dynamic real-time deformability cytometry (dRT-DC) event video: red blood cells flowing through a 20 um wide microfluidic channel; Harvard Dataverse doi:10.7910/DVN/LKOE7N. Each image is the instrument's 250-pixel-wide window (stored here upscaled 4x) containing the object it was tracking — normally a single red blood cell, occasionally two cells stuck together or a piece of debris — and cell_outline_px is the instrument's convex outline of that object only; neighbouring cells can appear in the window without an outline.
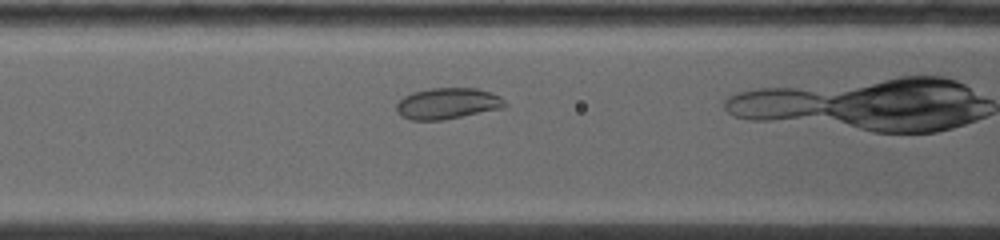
{"species": "common noctule bat (a hibernating species)", "species_latin": "Nyctalus noctula", "temperature_condition": "warm", "stored_images_in_passage": 21, "camera_frame_rate_fps": 5000, "um_per_image_px": 0.085, "animal": {"sex": "female", "body_mass_g": 19.0, "forearm_length_mm": 53.3}, "frame": {"image": 1, "passage_image": 10, "time_ms": 2.4, "image_size_px": [1000, 240], "cell_outline_px": [[508, 104], [504, 108], [444, 120], [408, 120], [400, 116], [396, 112], [396, 104], [404, 96], [412, 92], [432, 88], [476, 88], [500, 96]], "centroid_in_image_um": [38.02, 8.81], "position_along_channel_um": 128.6, "area_um2": 19.88}}